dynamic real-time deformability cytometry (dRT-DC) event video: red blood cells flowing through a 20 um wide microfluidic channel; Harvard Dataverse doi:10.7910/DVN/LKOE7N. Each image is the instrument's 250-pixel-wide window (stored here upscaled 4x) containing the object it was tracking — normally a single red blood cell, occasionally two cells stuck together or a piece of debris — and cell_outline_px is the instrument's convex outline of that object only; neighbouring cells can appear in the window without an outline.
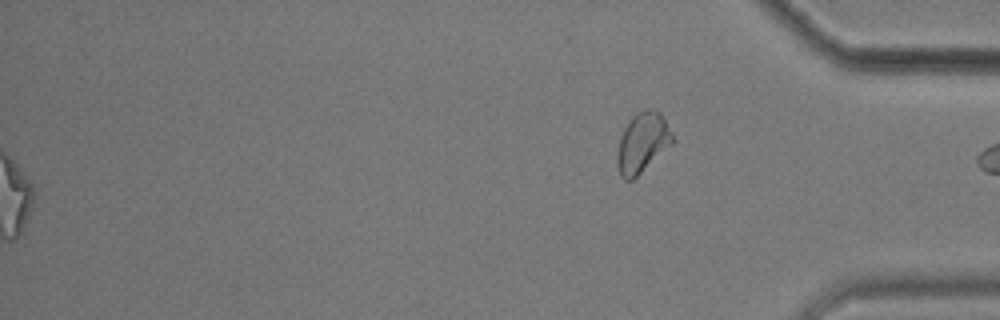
{"species": "common noctule bat (a hibernating species)", "species_latin": "Nyctalus noctula", "temperature_condition": "cold", "stored_images_in_passage": 52, "segment_of_instrument_passage": [2, 2], "camera_frame_rate_fps": 3000, "um_per_image_px": 0.085, "animal": {"sex": "male", "body_mass_g": 17.9}, "frame": {"image": 1, "passage_image": 52, "time_ms": 17.0, "image_size_px": [1000, 320], "cell_outline_px": [[676, 140], [672, 144], [632, 180], [624, 180], [620, 176], [616, 164], [616, 156], [620, 136], [628, 120], [636, 112], [644, 108], [652, 108], [660, 112]], "centroid_in_image_um": [54.59, 12.1], "position_along_channel_um": 380.6, "area_um2": 19.54}}